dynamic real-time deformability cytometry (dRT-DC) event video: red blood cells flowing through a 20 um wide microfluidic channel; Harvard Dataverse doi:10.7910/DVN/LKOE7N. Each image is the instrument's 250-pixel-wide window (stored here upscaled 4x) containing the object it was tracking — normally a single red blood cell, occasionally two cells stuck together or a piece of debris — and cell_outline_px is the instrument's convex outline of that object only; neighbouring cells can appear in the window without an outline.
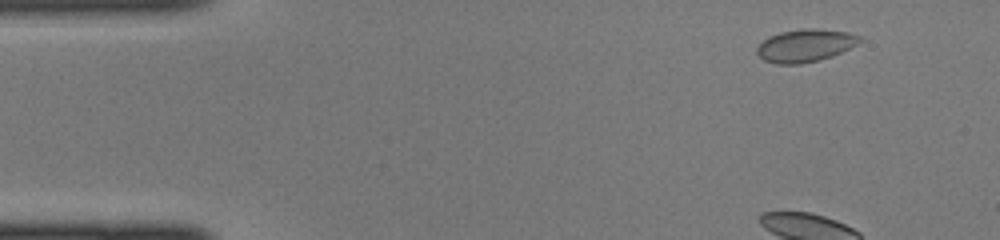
{"species": "common noctule bat (a hibernating species)", "species_latin": "Nyctalus noctula", "temperature_condition": "cold", "stored_images_in_passage": 43, "camera_frame_rate_fps": 3000, "um_per_image_px": 0.085, "animal": {"sex": "female", "body_mass_g": 22.0, "forearm_length_mm": 56.7}, "frame": {"image": 1, "passage_image": 1, "time_ms": 0.0, "image_size_px": [1000, 240], "cell_outline_px": [[864, 40], [832, 56], [820, 60], [800, 64], [776, 64], [764, 60], [756, 52], [756, 48], [768, 36], [780, 32], [800, 28], [816, 28], [848, 32], [860, 36]], "centroid_in_image_um": [68.44, 3.86], "position_along_channel_um": 16.6, "area_um2": 19.65}}
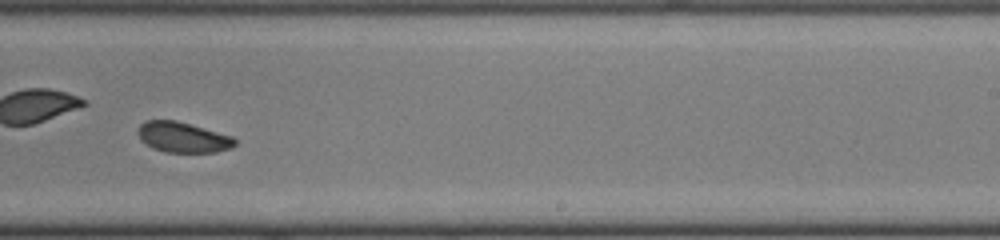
{"frame": {"image": 2, "passage_image": 25, "time_ms": 8.0, "image_size_px": [1000, 240], "cell_outline_px": [[236, 144], [232, 148], [216, 152], [164, 152], [152, 148], [140, 140], [136, 132], [140, 124], [144, 120], [176, 120], [232, 136], [236, 140]], "centroid_in_image_um": [15.51, 11.67], "position_along_channel_um": 273.5, "area_um2": 17.34}}
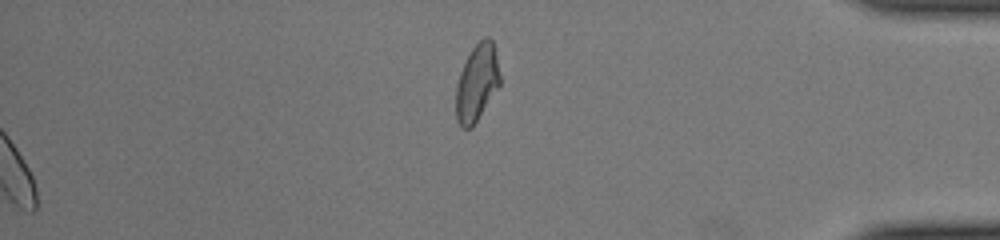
{"frame": {"image": 3, "passage_image": 43, "time_ms": 14.0, "image_size_px": [1000, 240], "cell_outline_px": [[500, 84], [472, 128], [460, 128], [456, 120], [456, 84], [460, 72], [472, 48], [484, 36], [488, 36], [492, 40], [496, 56], [500, 76]], "centroid_in_image_um": [40.52, 7.05], "position_along_channel_um": 394.7, "area_um2": 19.59}}